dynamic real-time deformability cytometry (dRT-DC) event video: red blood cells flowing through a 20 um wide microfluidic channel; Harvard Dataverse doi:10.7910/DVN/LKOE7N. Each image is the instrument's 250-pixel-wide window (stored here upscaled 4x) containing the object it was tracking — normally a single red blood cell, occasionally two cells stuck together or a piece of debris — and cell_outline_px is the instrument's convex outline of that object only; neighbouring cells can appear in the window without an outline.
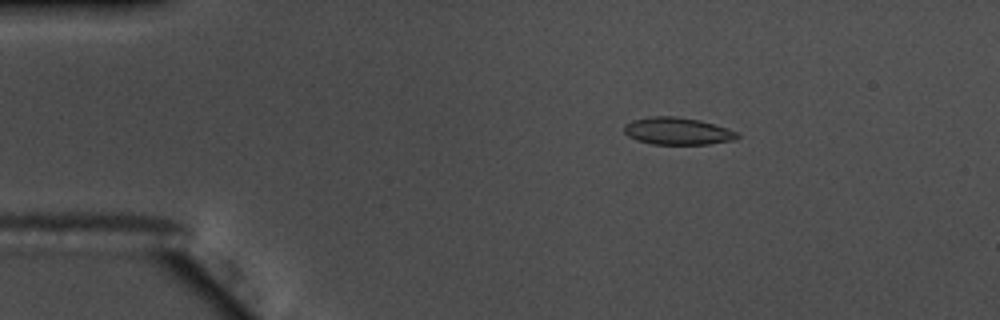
{"species": "common noctule bat (a hibernating species)", "species_latin": "Nyctalus noctula", "temperature_condition": "warm", "stored_images_in_passage": 48, "camera_frame_rate_fps": 3000, "um_per_image_px": 0.085, "animal": {"sex": "male", "body_mass_g": 17.5, "forearm_length_mm": 52.3}, "frame": {"image": 1, "passage_image": 3, "time_ms": 0.667, "image_size_px": [1000, 320], "cell_outline_px": [[740, 136], [732, 140], [708, 144], [652, 144], [636, 140], [628, 136], [624, 132], [624, 124], [632, 120], [648, 116], [676, 116], [700, 120], [736, 132]], "centroid_in_image_um": [57.51, 11.14], "position_along_channel_um": 27.5, "area_um2": 17.86}}
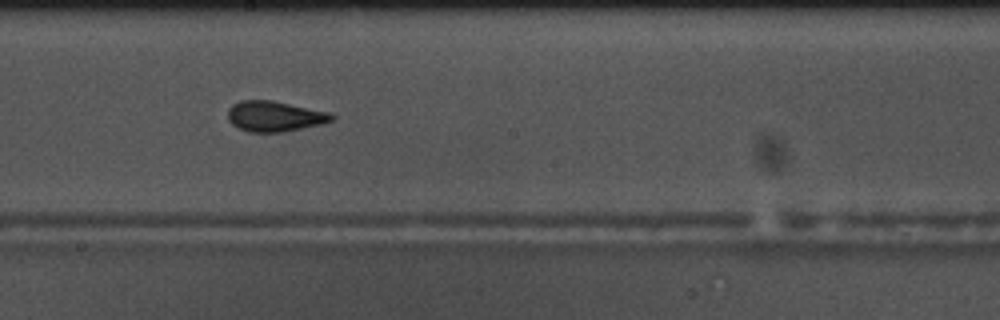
{"frame": {"image": 2, "passage_image": 24, "time_ms": 7.667, "image_size_px": [1000, 320], "cell_outline_px": [[336, 116], [332, 120], [320, 124], [280, 132], [248, 132], [232, 124], [228, 120], [228, 108], [232, 104], [240, 100], [272, 100], [328, 112]], "centroid_in_image_um": [23.3, 9.87], "position_along_channel_um": 224.9, "area_um2": 18.26}}
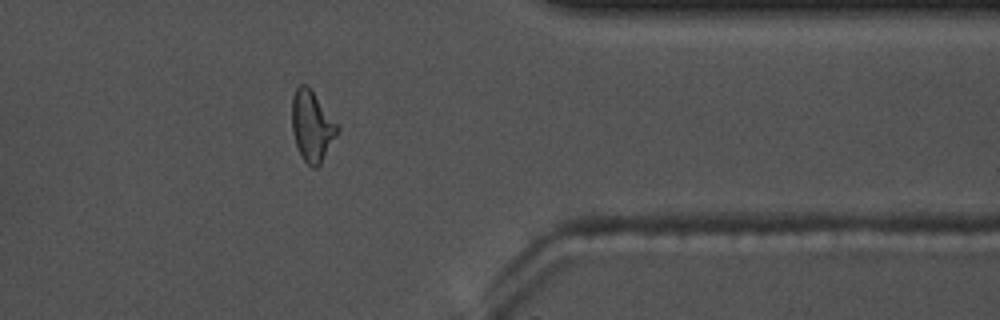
{"frame": {"image": 3, "passage_image": 38, "time_ms": 12.333, "image_size_px": [1000, 320], "cell_outline_px": [[340, 128], [336, 136], [320, 164], [316, 168], [312, 168], [300, 156], [292, 132], [292, 96], [296, 88], [300, 84], [308, 84]], "centroid_in_image_um": [26.5, 10.7], "position_along_channel_um": 384.9, "area_um2": 18.67}, "authors_computed_cell_mechanics": {"area_um2": 18.0914, "velocity_mm_per_s": 3.7168, "shape_relaxation_time_tau1_ms": 6.5483, "shape_relaxation_time_tau2_ms": 1.594, "deformation_change_tau1": 0.2023, "deformation_change_tau2": 0.0771}}